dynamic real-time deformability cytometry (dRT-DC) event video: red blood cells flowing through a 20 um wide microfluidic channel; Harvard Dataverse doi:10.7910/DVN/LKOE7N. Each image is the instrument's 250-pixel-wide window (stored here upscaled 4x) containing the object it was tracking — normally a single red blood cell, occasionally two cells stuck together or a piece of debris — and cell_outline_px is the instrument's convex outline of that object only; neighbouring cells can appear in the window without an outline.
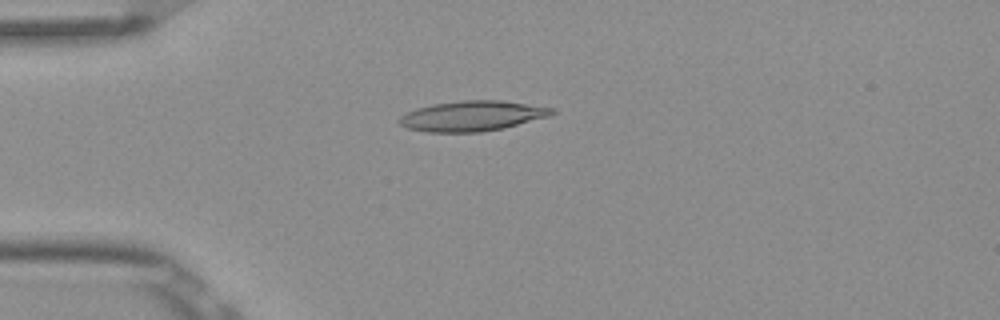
{"species": "Egyptian fruit bat (a non-hibernating species)", "species_latin": "Rousettus aegyptiacus", "temperature_condition": "room temperature", "stored_images_in_passage": 7, "camera_frame_rate_fps": 3000, "um_per_image_px": 0.085, "frame": {"image": 1, "passage_image": 4, "time_ms": 1.0, "image_size_px": [1000, 320], "cell_outline_px": [[556, 112], [548, 116], [504, 128], [480, 132], [424, 132], [408, 128], [400, 124], [396, 120], [400, 116], [416, 108], [432, 104], [464, 100], [500, 100], [556, 108]], "centroid_in_image_um": [40.12, 9.85], "position_along_channel_um": 44.9, "area_um2": 26.88}}
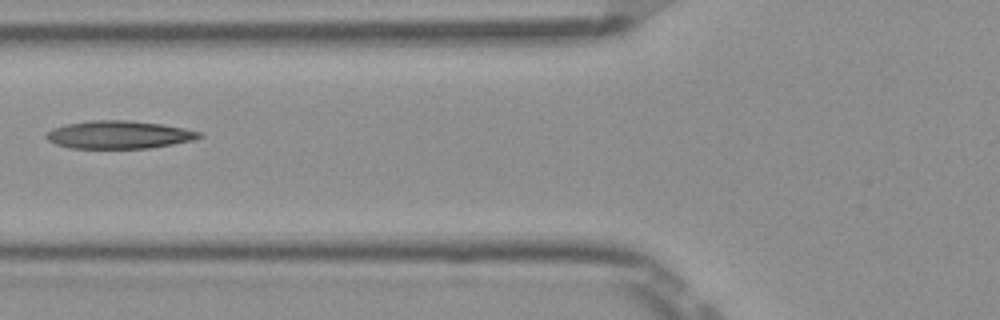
{"frame": {"image": 2, "passage_image": 6, "time_ms": 1.667, "image_size_px": [1000, 320], "cell_outline_px": [[204, 136], [192, 140], [172, 144], [148, 148], [72, 148], [56, 144], [48, 140], [44, 136], [52, 128], [64, 124], [88, 120], [128, 120], [160, 124], [184, 128], [200, 132]], "centroid_in_image_um": [10.08, 11.44], "position_along_channel_um": 115.7, "area_um2": 24.8}}
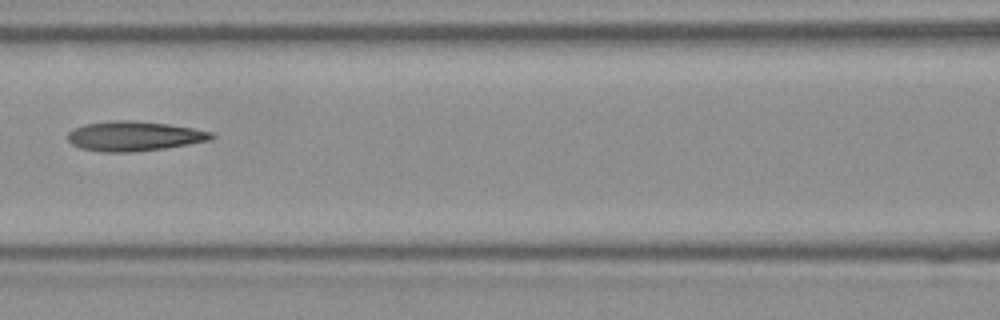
{"frame": {"image": 3, "passage_image": 7, "time_ms": 2.0, "image_size_px": [1000, 320], "cell_outline_px": [[216, 136], [212, 140], [164, 148], [132, 152], [100, 152], [80, 148], [72, 144], [68, 140], [68, 132], [84, 124], [108, 120], [136, 120], [168, 124], [192, 128], [212, 132]], "centroid_in_image_um": [11.4, 11.56], "position_along_channel_um": 155.2, "area_um2": 25.03}}